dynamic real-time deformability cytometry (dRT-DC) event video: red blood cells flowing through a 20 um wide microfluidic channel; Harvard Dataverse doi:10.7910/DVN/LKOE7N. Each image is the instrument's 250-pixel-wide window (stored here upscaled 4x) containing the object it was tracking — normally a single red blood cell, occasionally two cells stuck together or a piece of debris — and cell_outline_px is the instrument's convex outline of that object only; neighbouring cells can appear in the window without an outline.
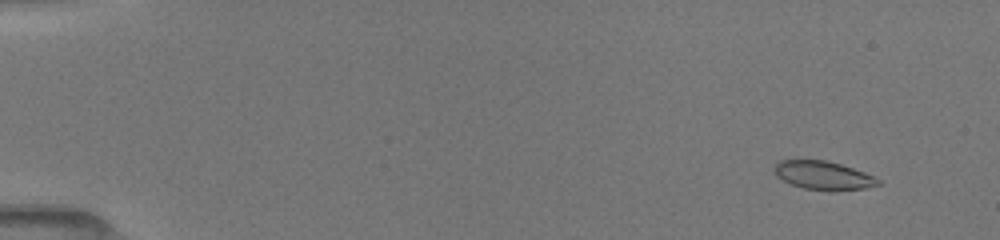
{"species": "common noctule bat (a hibernating species)", "species_latin": "Nyctalus noctula", "temperature_condition": "room temperature", "stored_images_in_passage": 52, "camera_frame_rate_fps": 3000, "um_per_image_px": 0.085, "animal": {"sex": "female", "body_mass_g": 19.5, "forearm_length_mm": 54.1}, "frame": {"image": 1, "passage_image": 5, "time_ms": 1.333, "image_size_px": [1000, 240], "cell_outline_px": [[880, 184], [864, 188], [836, 192], [804, 188], [792, 184], [776, 176], [772, 172], [772, 168], [780, 160], [824, 160], [840, 164], [876, 176], [880, 180]], "centroid_in_image_um": [69.98, 14.92], "position_along_channel_um": 15.0, "area_um2": 17.4}}
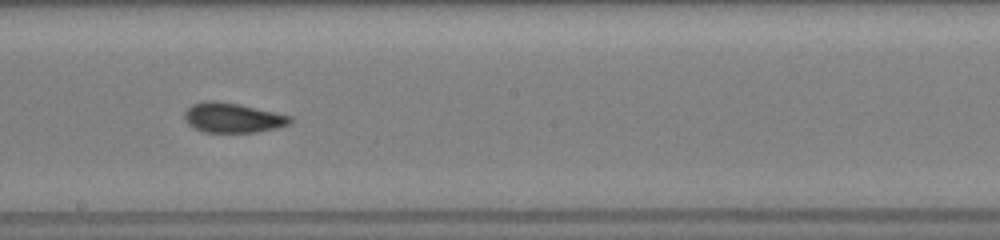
{"frame": {"image": 2, "passage_image": 31, "time_ms": 10.0, "image_size_px": [1000, 240], "cell_outline_px": [[292, 120], [288, 124], [276, 128], [256, 132], [204, 132], [188, 124], [184, 120], [184, 112], [192, 104], [204, 100], [216, 100], [240, 104], [292, 116]], "centroid_in_image_um": [19.75, 9.99], "position_along_channel_um": 228.4, "area_um2": 18.38}}
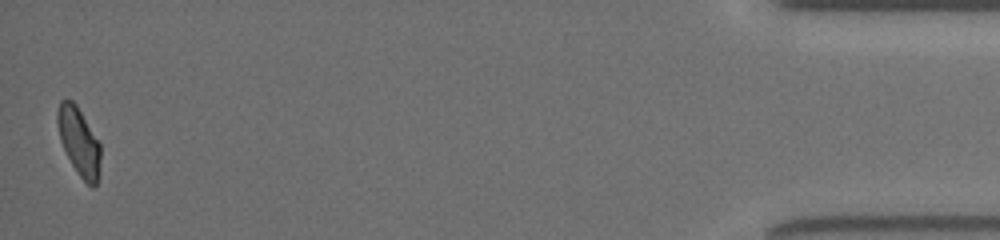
{"frame": {"image": 3, "passage_image": 52, "time_ms": 17.0, "image_size_px": [1000, 240], "cell_outline_px": [[100, 176], [96, 184], [92, 188], [80, 176], [72, 164], [60, 140], [56, 120], [56, 112], [60, 100], [72, 100], [76, 104], [100, 144]], "centroid_in_image_um": [6.71, 12.03], "position_along_channel_um": 428.5, "area_um2": 16.94}, "authors_computed_cell_mechanics": {"area_um2": 17.9758, "velocity_mm_per_s": 4.0326, "shape_relaxation_time_tau1_ms": 10.1048, "shape_relaxation_time_tau2_ms": 1.8219, "deformation_change_tau1": 0.1882, "deformation_change_tau2": 0.0697}}